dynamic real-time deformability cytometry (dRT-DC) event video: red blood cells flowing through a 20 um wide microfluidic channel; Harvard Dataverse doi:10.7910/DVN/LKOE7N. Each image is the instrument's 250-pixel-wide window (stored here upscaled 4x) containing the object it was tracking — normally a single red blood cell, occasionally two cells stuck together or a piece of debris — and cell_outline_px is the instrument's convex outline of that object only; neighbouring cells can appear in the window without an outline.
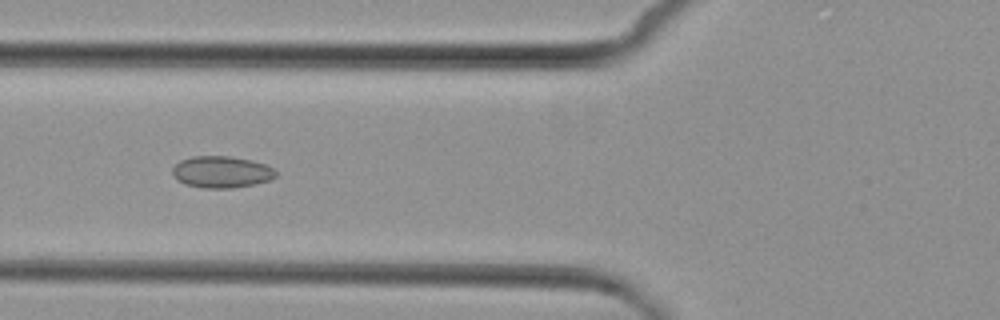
{"species": "common noctule bat (a hibernating species)", "species_latin": "Nyctalus noctula", "temperature_condition": "cold", "stored_images_in_passage": 8, "camera_frame_rate_fps": 3000, "um_per_image_px": 0.085, "animal": {"sex": "female", "body_mass_g": 29.2, "forearm_length_mm": 56.3}, "frame": {"image": 1, "passage_image": 7, "time_ms": 7.0, "image_size_px": [1000, 320], "cell_outline_px": [[276, 176], [268, 180], [252, 184], [232, 188], [200, 188], [184, 184], [172, 172], [172, 168], [180, 160], [192, 156], [228, 156], [252, 160], [264, 164], [272, 168], [276, 172]], "centroid_in_image_um": [18.81, 14.61], "position_along_channel_um": 107.0, "area_um2": 18.9}}
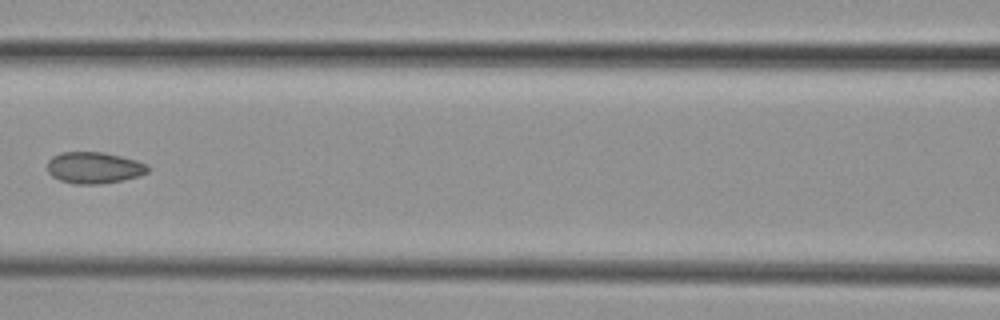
{"frame": {"image": 2, "passage_image": 8, "time_ms": 8.333, "image_size_px": [1000, 320], "cell_outline_px": [[148, 172], [140, 176], [100, 184], [72, 184], [60, 180], [52, 176], [48, 172], [48, 160], [52, 156], [60, 152], [104, 152], [136, 160], [148, 164]], "centroid_in_image_um": [7.98, 14.25], "position_along_channel_um": 158.6, "area_um2": 18.5}}